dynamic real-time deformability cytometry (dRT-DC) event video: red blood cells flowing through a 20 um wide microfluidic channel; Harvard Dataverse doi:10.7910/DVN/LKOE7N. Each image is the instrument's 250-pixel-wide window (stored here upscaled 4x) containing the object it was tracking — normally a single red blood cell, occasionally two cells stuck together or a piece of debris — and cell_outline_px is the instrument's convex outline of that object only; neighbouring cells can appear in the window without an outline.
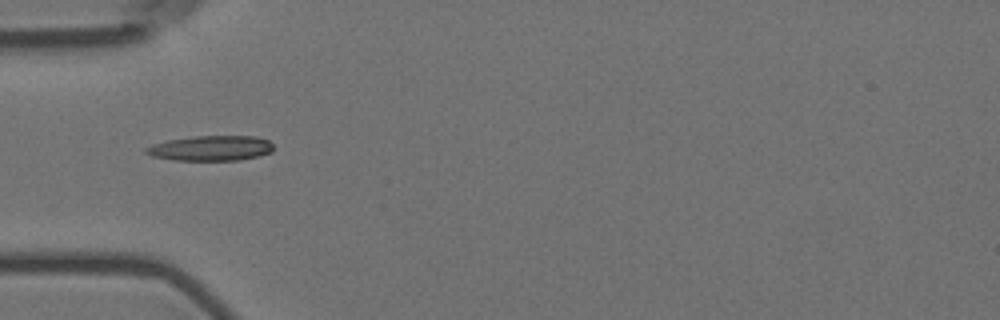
{"species": "Egyptian fruit bat (a non-hibernating species)", "species_latin": "Rousettus aegyptiacus", "temperature_condition": "room temperature", "stored_images_in_passage": 31, "camera_frame_rate_fps": 3000, "um_per_image_px": 0.085, "animal": {"sex": "female"}, "frame": {"image": 1, "passage_image": 1, "time_ms": 0.0, "image_size_px": [1000, 320], "cell_outline_px": [[272, 152], [260, 156], [240, 160], [172, 160], [152, 156], [144, 152], [144, 148], [152, 144], [168, 140], [192, 136], [256, 136], [268, 140], [272, 144]], "centroid_in_image_um": [17.91, 12.6], "position_along_channel_um": 67.1, "area_um2": 18.79}}
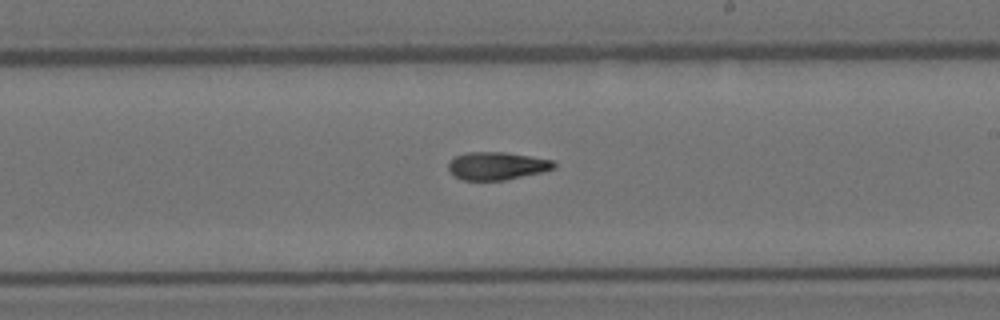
{"frame": {"image": 2, "passage_image": 16, "time_ms": 5.0, "image_size_px": [1000, 320], "cell_outline_px": [[556, 168], [544, 172], [504, 180], [460, 180], [448, 168], [448, 164], [456, 156], [468, 152], [504, 152], [552, 160], [556, 164]], "centroid_in_image_um": [42.27, 14.1], "position_along_channel_um": 246.7, "area_um2": 16.99}}
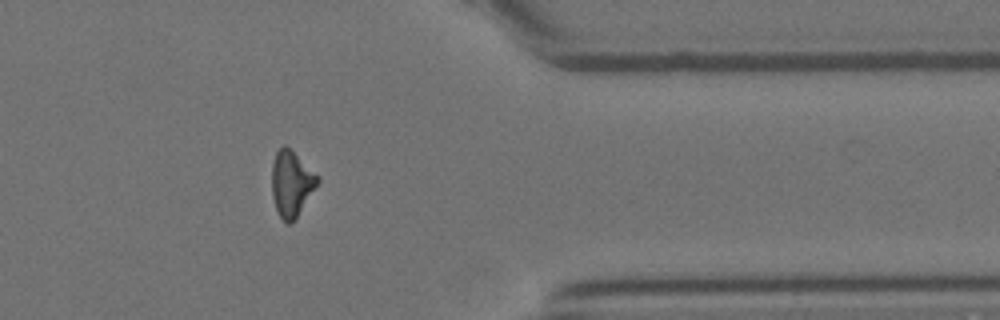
{"frame": {"image": 3, "passage_image": 29, "time_ms": 9.333, "image_size_px": [1000, 320], "cell_outline_px": [[320, 180], [296, 220], [292, 224], [288, 224], [276, 212], [272, 196], [272, 164], [276, 152], [284, 144], [320, 176]], "centroid_in_image_um": [24.78, 15.64], "position_along_channel_um": 386.6, "area_um2": 17.63}, "authors_computed_cell_mechanics": {"area_um2": 17.3978, "velocity_mm_per_s": 3.5827, "shape_relaxation_time_tau1_ms": null, "shape_relaxation_time_tau2_ms": 8.3467, "deformation_change_tau1": null, "deformation_change_tau2": 0.1854}}